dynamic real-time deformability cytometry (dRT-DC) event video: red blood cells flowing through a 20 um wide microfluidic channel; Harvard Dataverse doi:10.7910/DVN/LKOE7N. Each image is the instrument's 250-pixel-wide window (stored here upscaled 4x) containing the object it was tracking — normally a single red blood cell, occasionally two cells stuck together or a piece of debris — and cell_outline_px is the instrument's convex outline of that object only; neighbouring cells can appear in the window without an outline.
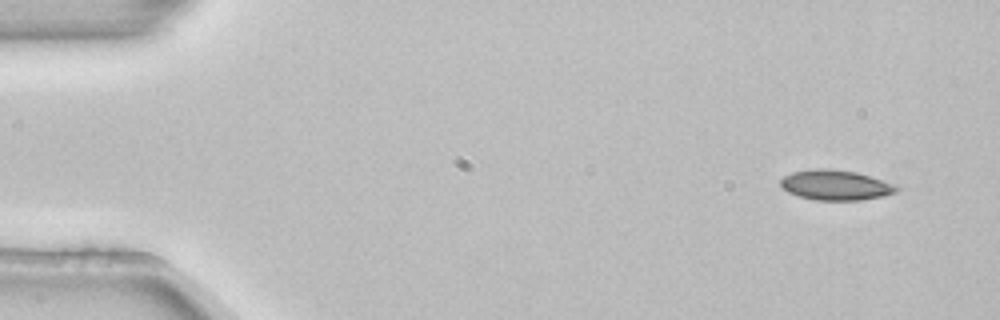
{"species": "common noctule bat (a hibernating species)", "species_latin": "Nyctalus noctula", "temperature_condition": "room temperature", "stored_images_in_passage": 4, "camera_frame_rate_fps": 3000, "um_per_image_px": 0.085, "animal": {"sex": "female", "body_mass_g": 22.7, "forearm_length_mm": 54.2}, "frame": {"image": 1, "passage_image": 1, "time_ms": 0.0, "image_size_px": [1000, 320], "cell_outline_px": [[900, 188], [896, 192], [884, 196], [860, 200], [816, 200], [800, 196], [788, 192], [780, 184], [780, 180], [784, 176], [792, 172], [816, 168], [828, 168], [856, 172], [892, 184]], "centroid_in_image_um": [71.0, 15.73], "position_along_channel_um": 14.0, "area_um2": 20.11}}
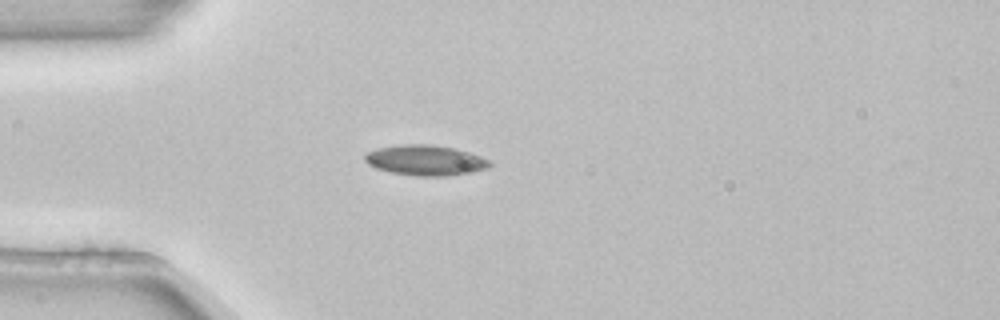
{"frame": {"image": 2, "passage_image": 3, "time_ms": 0.667, "image_size_px": [1000, 320], "cell_outline_px": [[492, 164], [488, 168], [448, 176], [416, 176], [392, 172], [376, 168], [368, 164], [364, 160], [364, 156], [368, 152], [376, 148], [404, 144], [432, 144], [456, 148], [480, 156], [488, 160]], "centroid_in_image_um": [36.14, 13.61], "position_along_channel_um": 48.9, "area_um2": 22.02}}